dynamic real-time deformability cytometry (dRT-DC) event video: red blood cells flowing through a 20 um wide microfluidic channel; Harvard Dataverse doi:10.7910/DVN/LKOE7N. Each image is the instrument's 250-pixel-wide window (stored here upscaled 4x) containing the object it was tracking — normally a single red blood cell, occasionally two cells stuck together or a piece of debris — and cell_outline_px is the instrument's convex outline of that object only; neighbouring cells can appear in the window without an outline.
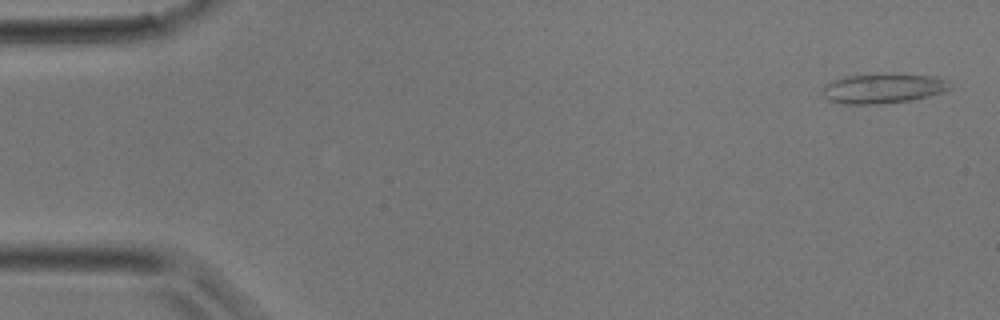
{"species": "common noctule bat (a hibernating species)", "species_latin": "Nyctalus noctula", "temperature_condition": "room temperature", "stored_images_in_passage": 41, "camera_frame_rate_fps": 3000, "um_per_image_px": 0.085, "animal": {"sex": "male", "body_mass_g": 17.9}, "frame": {"image": 1, "passage_image": 2, "time_ms": 0.333, "image_size_px": [1000, 320], "cell_outline_px": [[952, 88], [944, 92], [912, 100], [876, 104], [844, 104], [828, 100], [824, 96], [824, 88], [828, 84], [844, 76], [932, 76], [948, 80]], "centroid_in_image_um": [75.1, 7.56], "position_along_channel_um": 9.9, "area_um2": 21.1}}
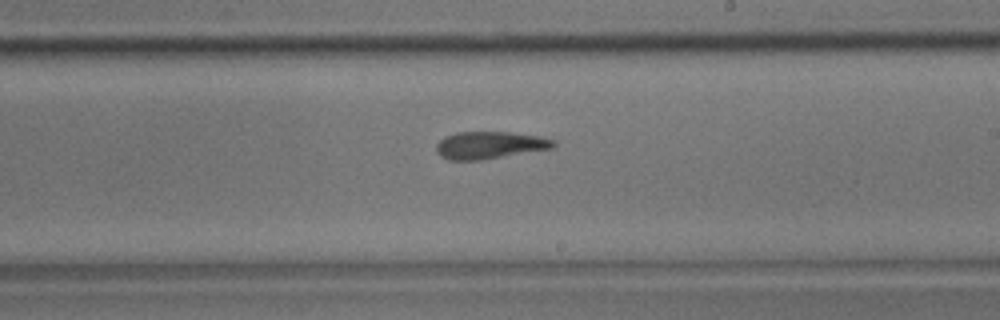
{"frame": {"image": 2, "passage_image": 24, "time_ms": 7.667, "image_size_px": [1000, 320], "cell_outline_px": [[556, 144], [552, 148], [480, 160], [448, 160], [440, 156], [436, 152], [436, 144], [444, 136], [456, 132], [508, 132], [540, 136], [556, 140]], "centroid_in_image_um": [41.59, 12.33], "position_along_channel_um": 247.4, "area_um2": 18.67}}
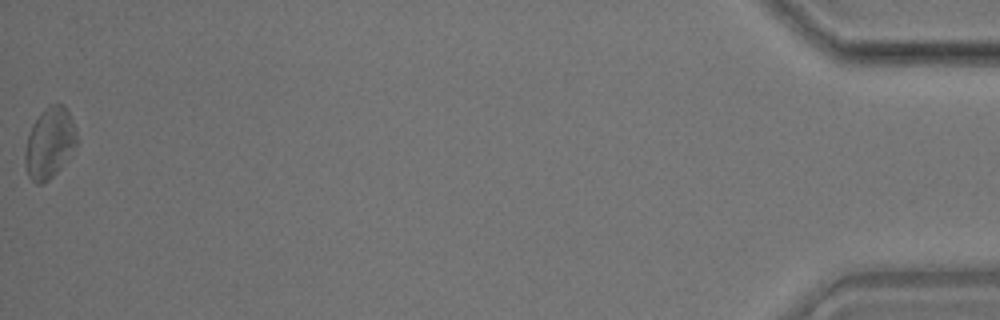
{"frame": {"image": 3, "passage_image": 41, "time_ms": 13.333, "image_size_px": [1000, 320], "cell_outline_px": [[76, 144], [60, 168], [48, 180], [40, 184], [36, 184], [28, 176], [24, 160], [24, 152], [28, 132], [32, 124], [40, 112], [48, 104], [64, 104], [76, 128]], "centroid_in_image_um": [4.17, 12.13], "position_along_channel_um": 431.0, "area_um2": 21.27}}